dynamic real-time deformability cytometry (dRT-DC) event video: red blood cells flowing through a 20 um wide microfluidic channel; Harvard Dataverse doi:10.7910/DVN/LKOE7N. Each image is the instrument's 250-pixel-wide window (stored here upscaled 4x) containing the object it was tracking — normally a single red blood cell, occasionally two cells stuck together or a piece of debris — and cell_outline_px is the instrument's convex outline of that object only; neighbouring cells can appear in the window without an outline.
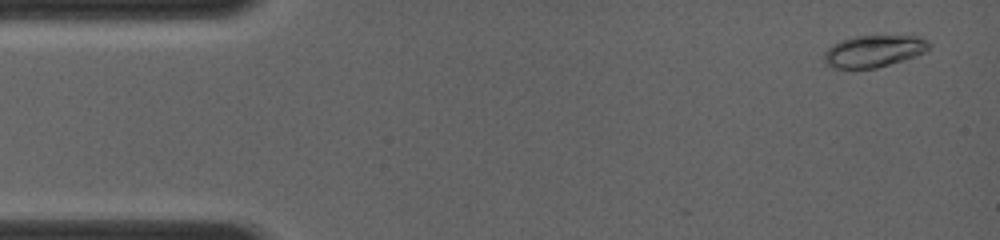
{"species": "common noctule bat (a hibernating species)", "species_latin": "Nyctalus noctula", "temperature_condition": "room temperature", "stored_images_in_passage": 23, "camera_frame_rate_fps": 4000, "um_per_image_px": 0.085, "animal": {"sex": "female", "body_mass_g": 19.0, "forearm_length_mm": 56.7}, "frame": {"image": 1, "passage_image": 2, "time_ms": 0.5, "image_size_px": [1000, 240], "cell_outline_px": [[932, 44], [924, 52], [916, 56], [904, 60], [876, 68], [832, 68], [824, 64], [824, 52], [832, 44], [840, 40], [856, 36], [916, 36], [928, 40]], "centroid_in_image_um": [74.25, 4.35], "position_along_channel_um": 10.8, "area_um2": 19.59}}
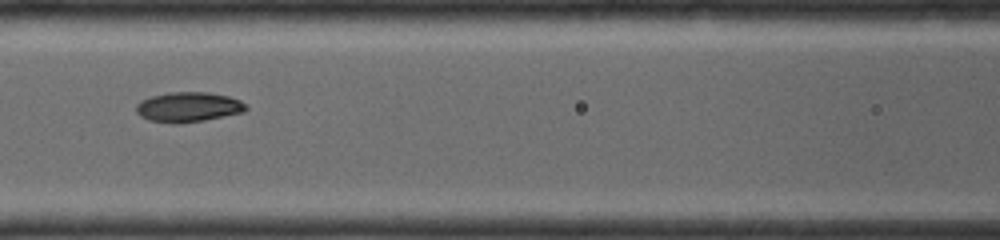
{"frame": {"image": 2, "passage_image": 16, "time_ms": 6.0, "image_size_px": [1000, 240], "cell_outline_px": [[248, 108], [244, 112], [204, 120], [148, 120], [140, 116], [136, 112], [136, 104], [140, 100], [152, 96], [168, 92], [208, 92], [228, 96], [240, 100]], "centroid_in_image_um": [16.02, 9.04], "position_along_channel_um": 150.6, "area_um2": 18.38}}
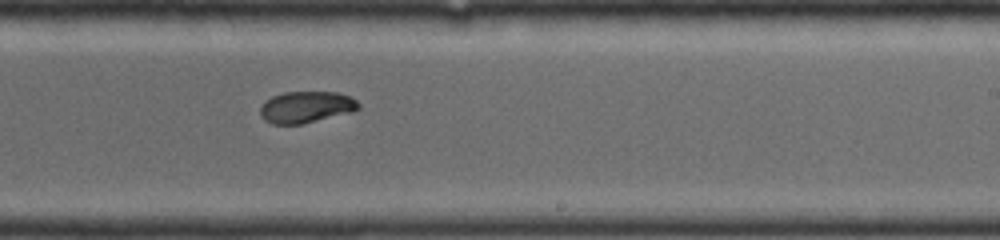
{"frame": {"image": 3, "passage_image": 23, "time_ms": 8.5, "image_size_px": [1000, 240], "cell_outline_px": [[360, 108], [352, 112], [300, 124], [272, 124], [264, 120], [260, 116], [260, 108], [264, 100], [272, 96], [284, 92], [336, 92], [352, 96], [360, 104]], "centroid_in_image_um": [26.01, 9.09], "position_along_channel_um": 263.0, "area_um2": 18.21}}